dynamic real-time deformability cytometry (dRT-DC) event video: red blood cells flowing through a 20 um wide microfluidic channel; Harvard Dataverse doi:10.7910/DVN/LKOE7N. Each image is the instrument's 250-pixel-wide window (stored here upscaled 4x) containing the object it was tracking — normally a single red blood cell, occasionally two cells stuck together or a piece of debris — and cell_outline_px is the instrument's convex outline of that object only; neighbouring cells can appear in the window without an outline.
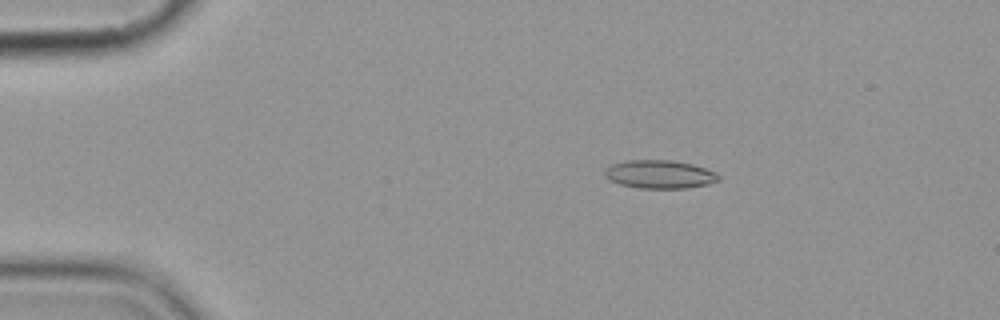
{"species": "common noctule bat (a hibernating species)", "species_latin": "Nyctalus noctula", "temperature_condition": "cold", "stored_images_in_passage": 3, "camera_frame_rate_fps": 3000, "um_per_image_px": 0.085, "animal": {"sex": "female", "body_mass_g": 19.9}, "frame": {"image": 1, "passage_image": 1, "time_ms": 0.0, "image_size_px": [1000, 320], "cell_outline_px": [[720, 180], [708, 184], [688, 188], [640, 188], [620, 184], [608, 180], [604, 176], [604, 172], [612, 164], [628, 160], [672, 160], [692, 164], [716, 172], [720, 176]], "centroid_in_image_um": [56.08, 14.82], "position_along_channel_um": 28.9, "area_um2": 18.79}}